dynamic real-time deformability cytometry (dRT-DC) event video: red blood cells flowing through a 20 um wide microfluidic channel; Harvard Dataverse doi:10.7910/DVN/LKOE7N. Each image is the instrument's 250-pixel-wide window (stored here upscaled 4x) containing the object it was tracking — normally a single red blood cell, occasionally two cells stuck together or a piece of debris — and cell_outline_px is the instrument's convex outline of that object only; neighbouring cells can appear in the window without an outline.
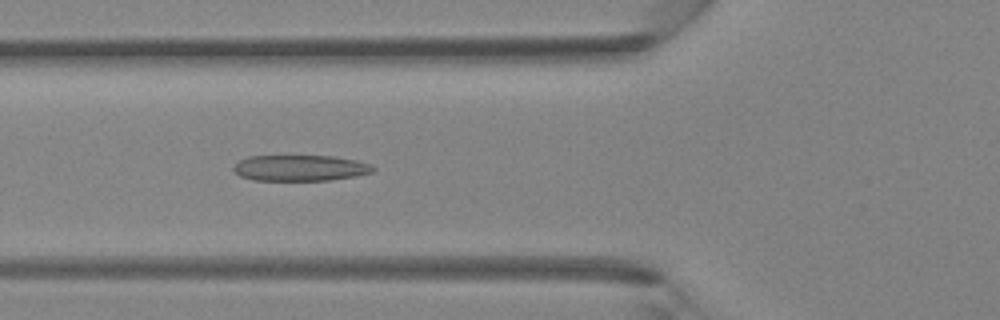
{"species": "Egyptian fruit bat (a non-hibernating species)", "species_latin": "Rousettus aegyptiacus", "temperature_condition": "room temperature", "stored_images_in_passage": 43, "camera_frame_rate_fps": 3000, "um_per_image_px": 0.085, "animal": {"sex": "female"}, "frame": {"image": 1, "passage_image": 16, "time_ms": 5.0, "image_size_px": [1000, 320], "cell_outline_px": [[376, 168], [372, 172], [356, 176], [328, 180], [252, 180], [240, 176], [232, 168], [240, 160], [248, 156], [332, 156], [356, 160], [372, 164]], "centroid_in_image_um": [25.53, 14.28], "position_along_channel_um": 100.3, "area_um2": 21.04}}
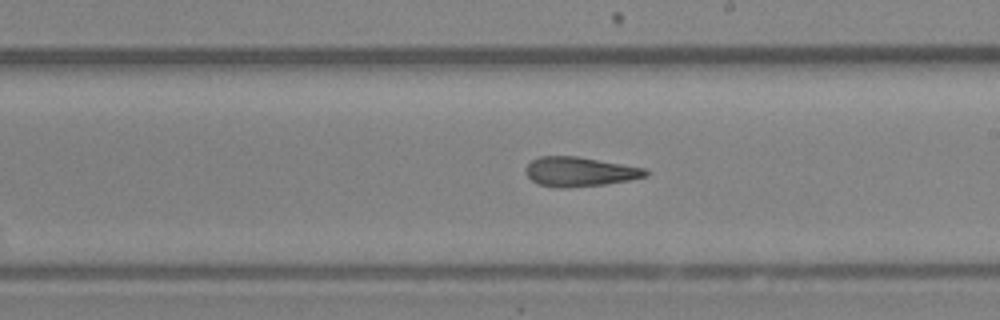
{"frame": {"image": 2, "passage_image": 25, "time_ms": 8.0, "image_size_px": [1000, 320], "cell_outline_px": [[648, 176], [628, 180], [604, 184], [564, 188], [556, 188], [540, 184], [532, 180], [524, 172], [528, 164], [532, 160], [540, 156], [576, 156], [644, 168], [648, 172]], "centroid_in_image_um": [49.24, 14.59], "position_along_channel_um": 239.8, "area_um2": 20.35}}
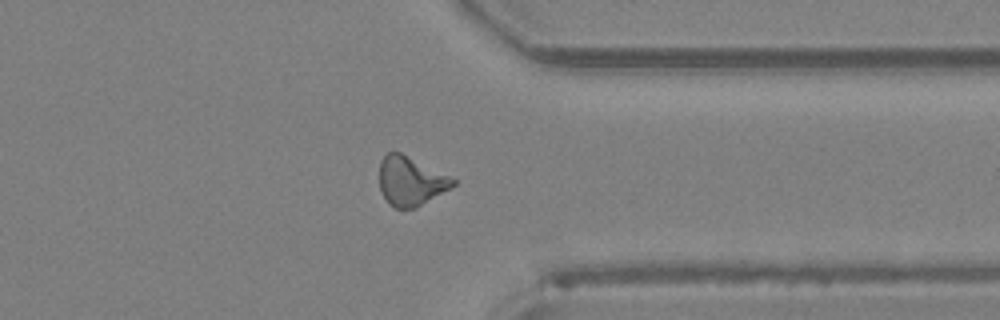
{"frame": {"image": 3, "passage_image": 34, "time_ms": 11.0, "image_size_px": [1000, 320], "cell_outline_px": [[456, 184], [416, 208], [396, 208], [388, 204], [380, 188], [380, 160], [388, 152], [400, 152], [456, 180]], "centroid_in_image_um": [34.87, 15.4], "position_along_channel_um": 376.5, "area_um2": 20.58}}